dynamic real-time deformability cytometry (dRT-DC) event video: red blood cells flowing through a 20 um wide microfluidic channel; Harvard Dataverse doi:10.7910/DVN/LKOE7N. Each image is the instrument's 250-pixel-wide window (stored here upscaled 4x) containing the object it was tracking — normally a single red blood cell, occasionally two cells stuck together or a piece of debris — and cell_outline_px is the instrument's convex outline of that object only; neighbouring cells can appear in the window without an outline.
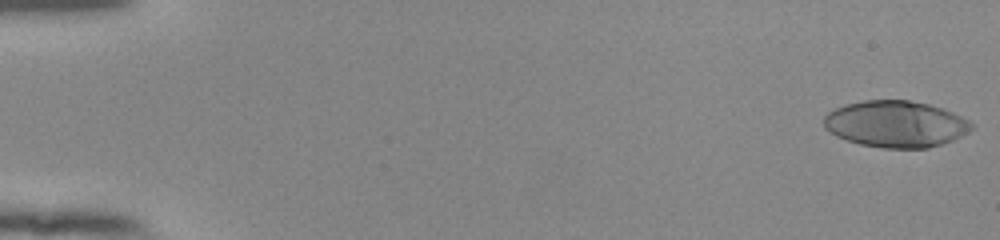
{"species": "human", "species_latin": "Homo sapiens", "temperature_condition": "room temperature", "stored_images_in_passage": 54, "camera_frame_rate_fps": 3000, "um_per_image_px": 0.085, "donor": {"sex": "female"}, "frame": {"image": 1, "passage_image": 1, "time_ms": 0.0, "image_size_px": [1000, 240], "cell_outline_px": [[972, 128], [968, 132], [952, 140], [928, 148], [884, 148], [860, 144], [836, 136], [824, 128], [824, 116], [828, 112], [836, 108], [848, 104], [864, 100], [908, 100], [928, 104], [944, 108], [968, 120], [972, 124]], "centroid_in_image_um": [76.12, 10.54], "position_along_channel_um": 8.9, "area_um2": 39.82}}
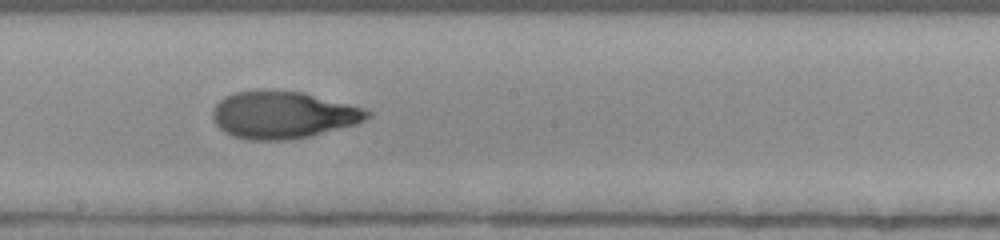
{"frame": {"image": 2, "passage_image": 31, "time_ms": 10.0, "image_size_px": [1000, 240], "cell_outline_px": [[372, 116], [356, 124], [308, 136], [284, 140], [248, 140], [232, 136], [224, 132], [212, 120], [212, 112], [216, 104], [224, 96], [236, 92], [256, 88], [304, 92], [368, 108], [372, 112]], "centroid_in_image_um": [24.06, 9.73], "position_along_channel_um": 224.1, "area_um2": 43.23}}
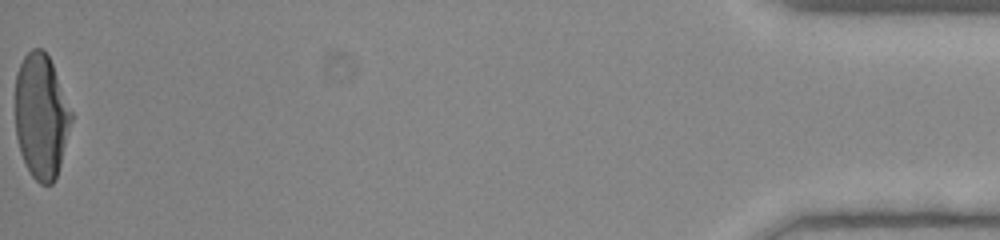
{"frame": {"image": 3, "passage_image": 54, "time_ms": 17.667, "image_size_px": [1000, 240], "cell_outline_px": [[72, 120], [60, 164], [56, 176], [52, 184], [40, 184], [32, 176], [20, 152], [16, 136], [16, 72], [24, 56], [32, 48], [44, 48], [52, 64], [72, 112]], "centroid_in_image_um": [3.49, 9.85], "position_along_channel_um": 431.7, "area_um2": 40.34}, "authors_computed_cell_mechanics": {"area_um2": 41.1825, "velocity_mm_per_s": 3.9015, "shape_relaxation_time_tau1_ms": 7.8957, "shape_relaxation_time_tau2_ms": 0.9254, "deformation_change_tau1": 0.3432, "deformation_change_tau2": 0.068}}